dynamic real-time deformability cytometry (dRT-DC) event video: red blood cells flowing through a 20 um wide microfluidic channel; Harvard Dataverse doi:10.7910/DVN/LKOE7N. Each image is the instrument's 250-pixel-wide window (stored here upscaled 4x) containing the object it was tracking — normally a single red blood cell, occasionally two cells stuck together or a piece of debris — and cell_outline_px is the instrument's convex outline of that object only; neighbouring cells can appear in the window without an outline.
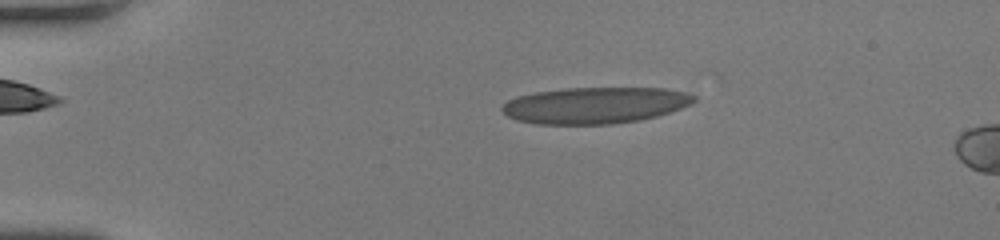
{"species": "human", "species_latin": "Homo sapiens", "temperature_condition": "room temperature", "stored_images_in_passage": 10, "camera_frame_rate_fps": 3000, "um_per_image_px": 0.085, "donor": {"sex": "female"}, "frame": {"image": 1, "passage_image": 4, "time_ms": 1.0, "image_size_px": [1000, 240], "cell_outline_px": [[696, 100], [680, 108], [656, 116], [640, 120], [612, 124], [536, 124], [516, 120], [508, 116], [500, 108], [508, 100], [516, 96], [536, 92], [564, 88], [664, 88], [688, 92], [696, 96]], "centroid_in_image_um": [50.56, 8.95], "position_along_channel_um": 34.4, "area_um2": 40.69}}